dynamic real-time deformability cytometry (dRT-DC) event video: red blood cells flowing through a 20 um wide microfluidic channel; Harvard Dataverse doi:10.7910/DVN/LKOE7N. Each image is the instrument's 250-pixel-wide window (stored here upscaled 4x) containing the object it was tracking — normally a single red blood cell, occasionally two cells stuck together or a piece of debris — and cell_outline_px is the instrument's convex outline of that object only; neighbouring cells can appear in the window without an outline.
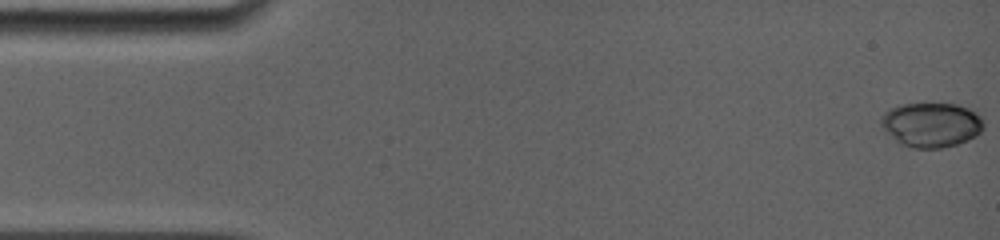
{"species": "common noctule bat (a hibernating species)", "species_latin": "Nyctalus noctula", "temperature_condition": "room temperature", "stored_images_in_passage": 72, "camera_frame_rate_fps": 5000, "um_per_image_px": 0.085, "animal": {"sex": "female", "body_mass_g": 19.0, "forearm_length_mm": 56.7}, "frame": {"image": 1, "passage_image": 1, "time_ms": 0.0, "image_size_px": [1000, 240], "cell_outline_px": [[984, 128], [976, 136], [968, 140], [944, 148], [912, 148], [900, 144], [880, 124], [880, 116], [884, 112], [900, 104], [956, 104], [968, 108], [976, 112], [980, 116], [984, 124]], "centroid_in_image_um": [79.17, 10.61], "position_along_channel_um": 5.8, "area_um2": 26.65}}
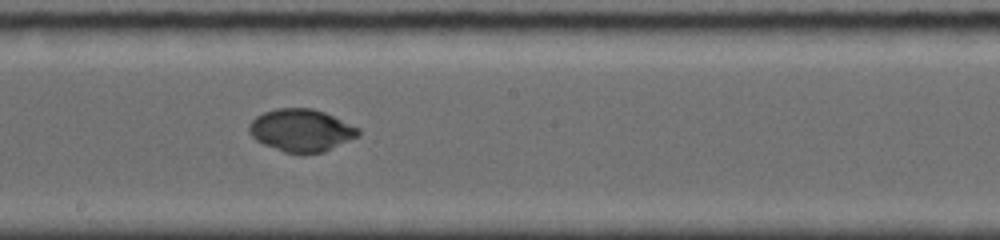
{"frame": {"image": 2, "passage_image": 46, "time_ms": 9.0, "image_size_px": [1000, 240], "cell_outline_px": [[360, 132], [356, 136], [324, 152], [284, 152], [264, 144], [256, 140], [248, 132], [248, 124], [256, 116], [264, 112], [276, 108], [312, 108], [324, 112], [360, 128]], "centroid_in_image_um": [25.56, 11.05], "position_along_channel_um": 222.6, "area_um2": 26.65}}
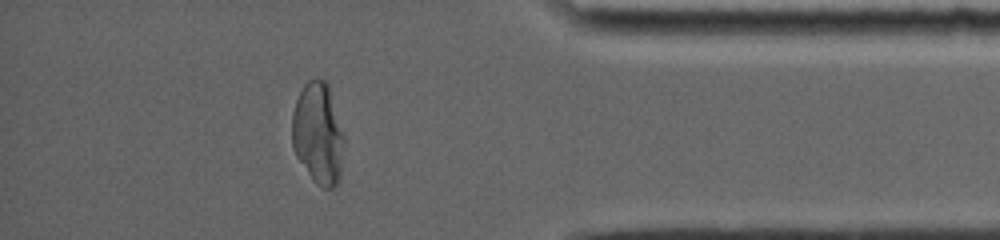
{"frame": {"image": 3, "passage_image": 72, "time_ms": 14.2, "image_size_px": [1000, 240], "cell_outline_px": [[344, 136], [340, 180], [332, 188], [324, 188], [316, 184], [296, 156], [292, 144], [292, 112], [296, 100], [304, 84], [308, 80], [316, 76], [324, 80], [328, 84]], "centroid_in_image_um": [27.03, 11.33], "position_along_channel_um": 408.2, "area_um2": 30.87}}